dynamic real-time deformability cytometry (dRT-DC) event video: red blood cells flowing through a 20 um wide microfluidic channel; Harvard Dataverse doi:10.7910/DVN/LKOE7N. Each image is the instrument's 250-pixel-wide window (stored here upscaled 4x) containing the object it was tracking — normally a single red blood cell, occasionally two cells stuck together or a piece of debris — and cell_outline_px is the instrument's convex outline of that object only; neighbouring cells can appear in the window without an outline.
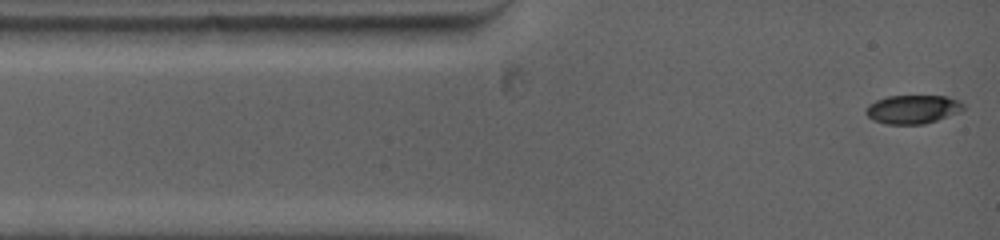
{"species": "common noctule bat (a hibernating species)", "species_latin": "Nyctalus noctula", "temperature_condition": "warm", "stored_images_in_passage": 13, "camera_frame_rate_fps": 5000, "um_per_image_px": 0.085, "animal": {"sex": "female", "body_mass_g": 19.0, "forearm_length_mm": 53.3}, "frame": {"image": 1, "passage_image": 1, "time_ms": 0.0, "image_size_px": [1000, 240], "cell_outline_px": [[964, 108], [960, 112], [924, 124], [884, 124], [872, 120], [864, 112], [864, 108], [868, 104], [876, 100], [888, 96], [948, 96], [960, 100], [964, 104]], "centroid_in_image_um": [77.56, 9.29], "position_along_channel_um": 7.4, "area_um2": 16.47}}
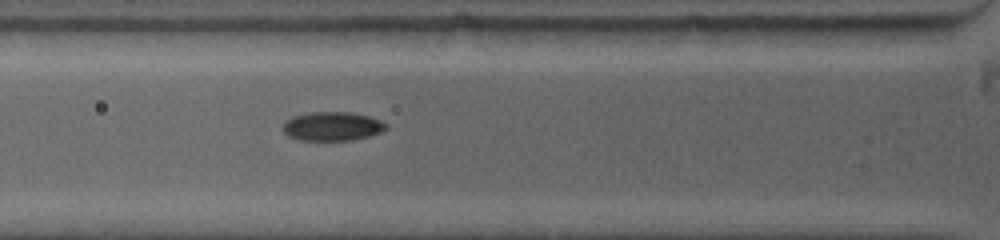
{"frame": {"image": 2, "passage_image": 8, "time_ms": 3.4, "image_size_px": [1000, 240], "cell_outline_px": [[388, 128], [380, 132], [368, 136], [352, 140], [296, 140], [288, 136], [284, 132], [284, 124], [292, 116], [312, 112], [352, 112], [368, 116], [380, 120], [388, 124]], "centroid_in_image_um": [28.26, 10.73], "position_along_channel_um": 97.5, "area_um2": 17.34}}
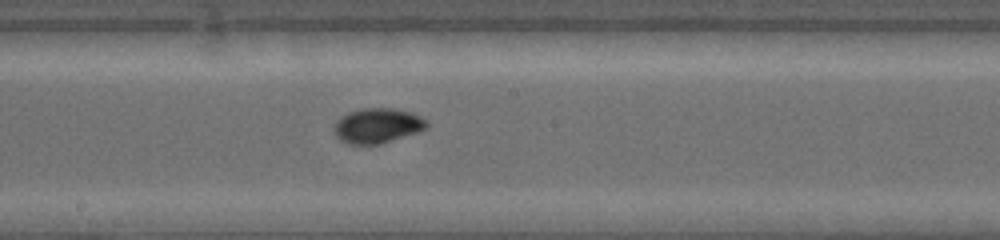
{"frame": {"image": 3, "passage_image": 13, "time_ms": 6.4, "image_size_px": [1000, 240], "cell_outline_px": [[428, 128], [420, 132], [380, 144], [348, 144], [340, 140], [336, 136], [332, 128], [336, 120], [340, 116], [348, 112], [360, 108], [392, 108], [412, 112], [428, 120]], "centroid_in_image_um": [32.08, 10.68], "position_along_channel_um": 216.1, "area_um2": 19.31}}